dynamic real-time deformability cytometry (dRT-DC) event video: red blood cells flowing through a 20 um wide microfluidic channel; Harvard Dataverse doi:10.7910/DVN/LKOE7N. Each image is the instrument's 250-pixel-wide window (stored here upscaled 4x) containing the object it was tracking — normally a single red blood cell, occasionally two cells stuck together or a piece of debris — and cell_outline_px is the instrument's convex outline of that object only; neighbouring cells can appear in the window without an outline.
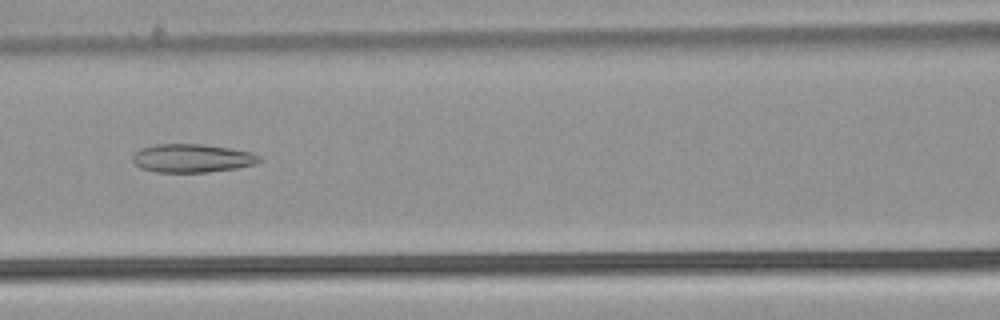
{"species": "common noctule bat (a hibernating species)", "species_latin": "Nyctalus noctula", "temperature_condition": "warm", "stored_images_in_passage": 53, "camera_frame_rate_fps": 3000, "um_per_image_px": 0.085, "animal": {"sex": "male", "body_mass_g": 21.5, "forearm_length_mm": 52.0}, "frame": {"image": 1, "passage_image": 24, "time_ms": 7.667, "image_size_px": [1000, 320], "cell_outline_px": [[264, 160], [256, 164], [236, 168], [208, 172], [156, 172], [140, 168], [132, 160], [132, 156], [140, 148], [156, 144], [204, 144], [252, 152], [260, 156]], "centroid_in_image_um": [16.35, 13.45], "position_along_channel_um": 150.3, "area_um2": 21.1}}
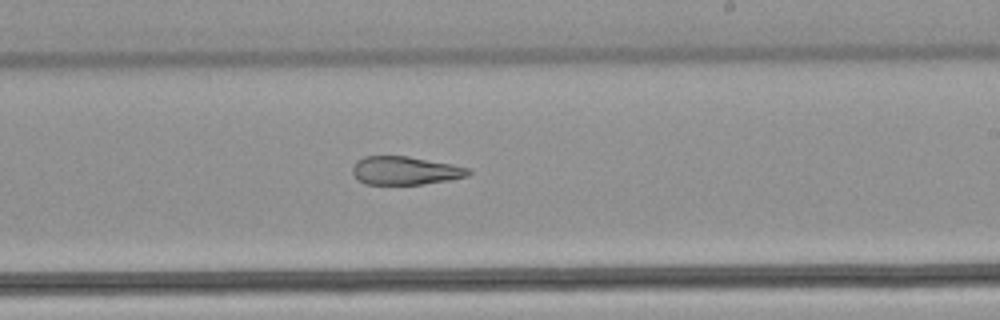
{"frame": {"image": 2, "passage_image": 32, "time_ms": 10.333, "image_size_px": [1000, 320], "cell_outline_px": [[472, 172], [468, 176], [448, 180], [424, 184], [364, 184], [356, 180], [352, 172], [352, 168], [356, 160], [364, 156], [408, 156], [452, 164], [468, 168]], "centroid_in_image_um": [34.4, 14.5], "position_along_channel_um": 254.6, "area_um2": 19.25}}
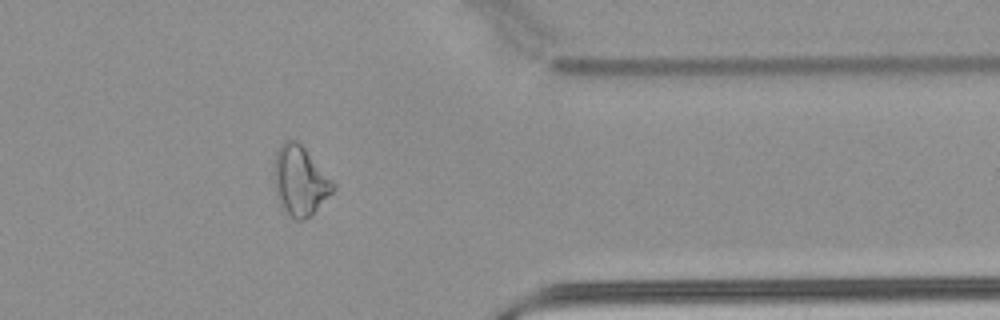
{"frame": {"image": 3, "passage_image": 43, "time_ms": 14.0, "image_size_px": [1000, 320], "cell_outline_px": [[336, 188], [312, 216], [304, 220], [296, 220], [280, 204], [276, 196], [276, 152], [280, 144], [284, 140], [296, 140], [304, 148], [336, 184]], "centroid_in_image_um": [25.54, 15.39], "position_along_channel_um": 385.9, "area_um2": 23.41}, "authors_computed_cell_mechanics": {"area_um2": 25.9522, "velocity_mm_per_s": 3.9354, "shape_relaxation_time_tau1_ms": null, "shape_relaxation_time_tau2_ms": 2.8523, "deformation_change_tau1": null, "deformation_change_tau2": 0.1225}}